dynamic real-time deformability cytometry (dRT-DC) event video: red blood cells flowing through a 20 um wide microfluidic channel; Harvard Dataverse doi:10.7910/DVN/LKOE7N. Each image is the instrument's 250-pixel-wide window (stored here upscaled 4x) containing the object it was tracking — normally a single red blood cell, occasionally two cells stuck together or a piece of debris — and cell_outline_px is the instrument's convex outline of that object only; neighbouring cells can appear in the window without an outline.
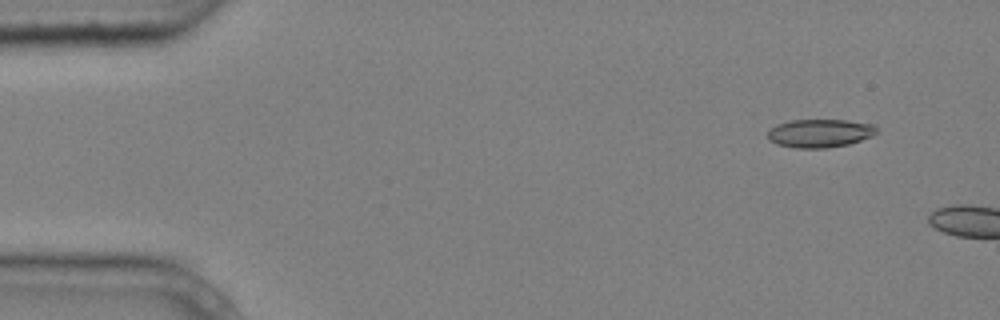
{"species": "common noctule bat (a hibernating species)", "species_latin": "Nyctalus noctula", "temperature_condition": "cold", "stored_images_in_passage": 6, "segment_of_instrument_passage": [2, 2], "camera_frame_rate_fps": 3000, "um_per_image_px": 0.085, "animal": {"sex": "male", "body_mass_g": 20.4}, "frame": {"image": 1, "passage_image": 6, "time_ms": 1.667, "image_size_px": [1000, 320], "cell_outline_px": [[876, 132], [872, 136], [848, 144], [828, 148], [796, 148], [776, 144], [768, 140], [768, 132], [776, 124], [792, 120], [848, 120], [876, 124]], "centroid_in_image_um": [69.69, 11.32], "position_along_channel_um": 15.3, "area_um2": 18.03}}